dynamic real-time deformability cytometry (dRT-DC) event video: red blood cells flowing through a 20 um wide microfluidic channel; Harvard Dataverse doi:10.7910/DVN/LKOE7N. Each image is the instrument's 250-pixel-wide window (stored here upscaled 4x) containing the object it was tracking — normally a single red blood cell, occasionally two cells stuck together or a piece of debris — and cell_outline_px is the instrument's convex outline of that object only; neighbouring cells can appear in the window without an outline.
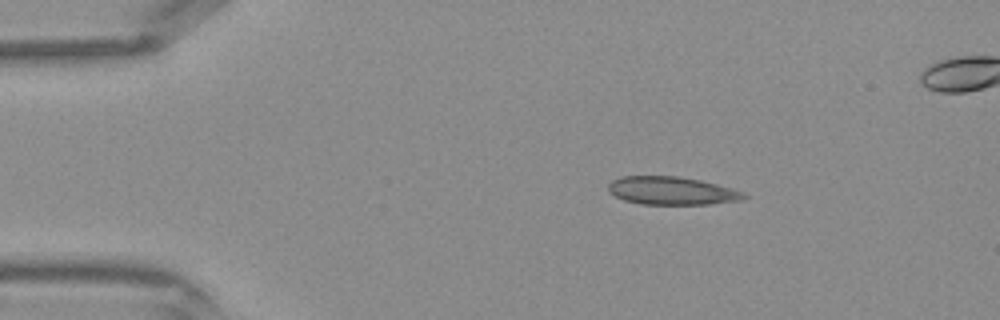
{"species": "Egyptian fruit bat (a non-hibernating species)", "species_latin": "Rousettus aegyptiacus", "temperature_condition": "warm", "stored_images_in_passage": 37, "segment_of_instrument_passage": [1, 2], "camera_frame_rate_fps": 3000, "um_per_image_px": 0.085, "frame": {"image": 1, "passage_image": 1, "time_ms": 0.0, "image_size_px": [1000, 320], "cell_outline_px": [[748, 196], [740, 200], [712, 204], [640, 204], [624, 200], [608, 192], [608, 184], [612, 180], [620, 176], [676, 176], [700, 180], [732, 188], [744, 192]], "centroid_in_image_um": [57.08, 16.21], "position_along_channel_um": 27.9, "area_um2": 22.2}}
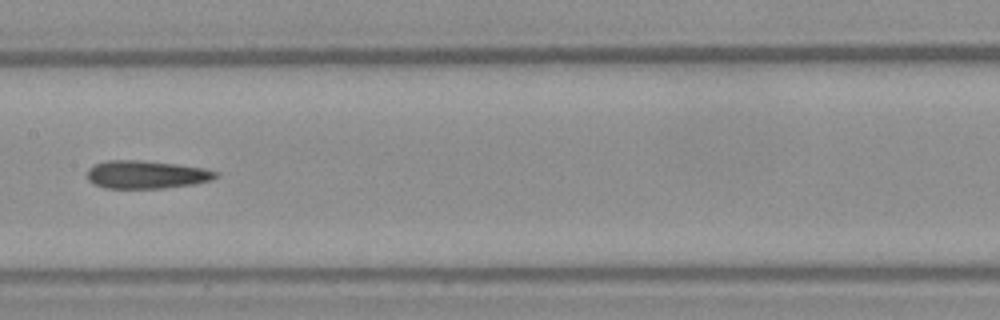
{"frame": {"image": 2, "passage_image": 15, "time_ms": 4.667, "image_size_px": [1000, 320], "cell_outline_px": [[220, 176], [212, 180], [192, 184], [164, 188], [104, 188], [88, 180], [88, 168], [96, 164], [108, 160], [136, 160], [176, 164], [204, 168], [220, 172]], "centroid_in_image_um": [12.48, 14.84], "position_along_channel_um": 194.9, "area_um2": 20.92}}
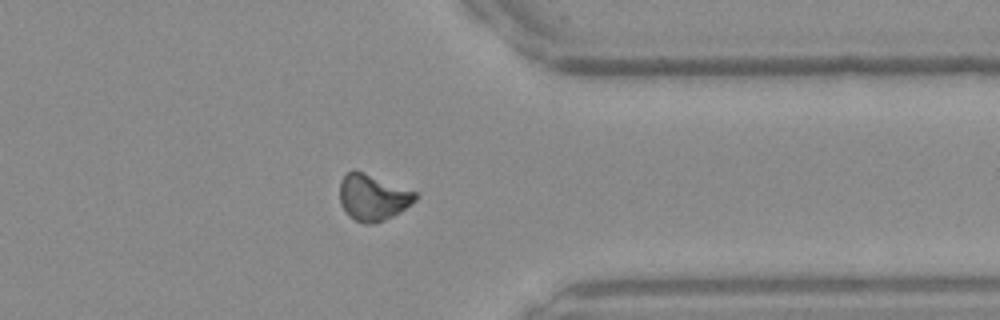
{"frame": {"image": 3, "passage_image": 27, "time_ms": 8.667, "image_size_px": [1000, 320], "cell_outline_px": [[420, 196], [416, 200], [392, 216], [384, 220], [372, 224], [364, 224], [348, 216], [344, 212], [340, 204], [340, 180], [348, 172], [364, 172], [420, 192]], "centroid_in_image_um": [31.71, 16.78], "position_along_channel_um": 379.7, "area_um2": 20.52}}